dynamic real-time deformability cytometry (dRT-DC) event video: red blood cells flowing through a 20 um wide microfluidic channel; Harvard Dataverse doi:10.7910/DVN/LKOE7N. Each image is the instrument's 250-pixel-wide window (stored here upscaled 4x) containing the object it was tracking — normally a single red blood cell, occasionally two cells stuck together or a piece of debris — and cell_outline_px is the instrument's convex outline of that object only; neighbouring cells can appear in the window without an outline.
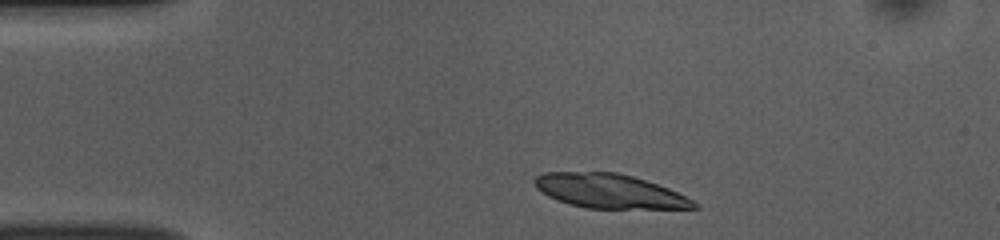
{"species": "common noctule bat (a hibernating species)", "species_latin": "Nyctalus noctula", "temperature_condition": "room temperature", "stored_images_in_passage": 42, "segment_of_instrument_passage": [1, 2], "camera_frame_rate_fps": 3000, "um_per_image_px": 0.085, "animal": {"sex": "female", "body_mass_g": 10.0, "forearm_length_mm": 53.1}, "frame": {"image": 1, "passage_image": 1, "time_ms": 0.0, "image_size_px": [1000, 240], "cell_outline_px": [[700, 208], [584, 208], [568, 204], [556, 200], [548, 196], [536, 188], [532, 184], [532, 180], [536, 176], [544, 172], [616, 172], [632, 176], [668, 188], [700, 204]], "centroid_in_image_um": [51.73, 16.24], "position_along_channel_um": 33.3, "area_um2": 31.67}}